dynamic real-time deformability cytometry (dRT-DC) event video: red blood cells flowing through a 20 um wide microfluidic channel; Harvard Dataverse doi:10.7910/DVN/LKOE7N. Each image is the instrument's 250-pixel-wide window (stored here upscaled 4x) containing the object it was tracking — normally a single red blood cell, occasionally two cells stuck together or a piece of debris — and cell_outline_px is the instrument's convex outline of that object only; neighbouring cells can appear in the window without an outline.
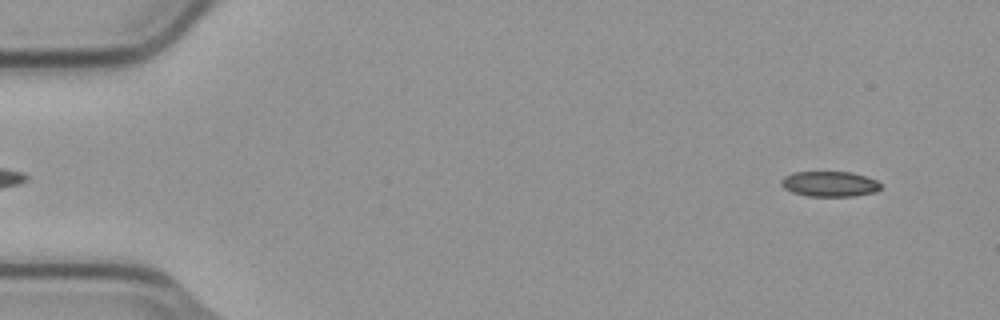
{"species": "common noctule bat (a hibernating species)", "species_latin": "Nyctalus noctula", "temperature_condition": "cold", "stored_images_in_passage": 51, "camera_frame_rate_fps": 3000, "um_per_image_px": 0.085, "animal": {"sex": "male", "body_mass_g": 23.1, "forearm_length_mm": 52.7}, "frame": {"image": 1, "passage_image": 3, "time_ms": 0.667, "image_size_px": [1000, 320], "cell_outline_px": [[880, 188], [876, 192], [852, 196], [808, 196], [792, 192], [784, 188], [780, 184], [780, 180], [784, 176], [792, 172], [852, 172], [876, 180], [880, 184]], "centroid_in_image_um": [70.48, 15.63], "position_along_channel_um": 14.5, "area_um2": 14.68}}
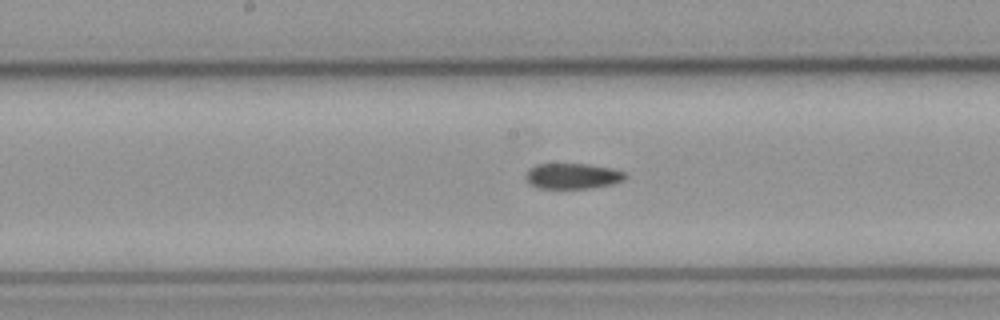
{"frame": {"image": 2, "passage_image": 27, "time_ms": 8.667, "image_size_px": [1000, 320], "cell_outline_px": [[628, 176], [612, 184], [588, 188], [540, 188], [528, 184], [524, 176], [528, 168], [536, 164], [588, 164], [612, 168], [624, 172]], "centroid_in_image_um": [48.61, 14.95], "position_along_channel_um": 199.6, "area_um2": 14.85}}
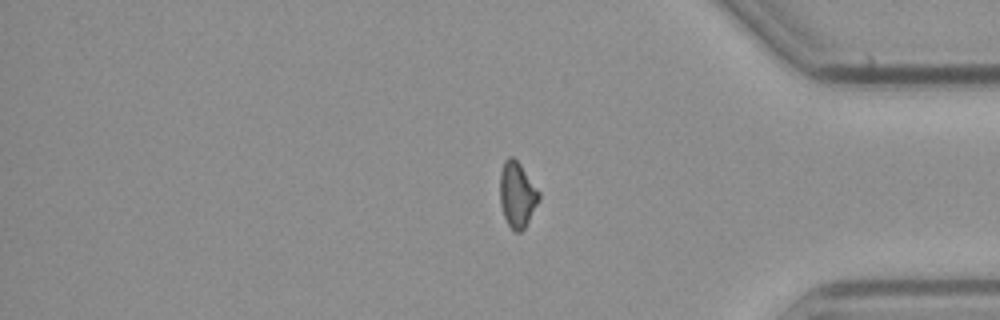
{"frame": {"image": 3, "passage_image": 44, "time_ms": 14.333, "image_size_px": [1000, 320], "cell_outline_px": [[540, 200], [524, 228], [520, 232], [516, 232], [508, 224], [504, 216], [500, 204], [500, 172], [504, 160], [508, 156], [512, 156], [520, 164], [540, 192]], "centroid_in_image_um": [43.96, 16.52], "position_along_channel_um": 391.2, "area_um2": 14.85}}